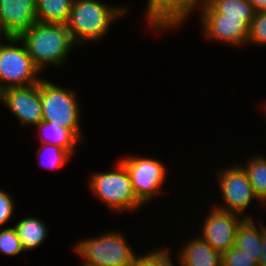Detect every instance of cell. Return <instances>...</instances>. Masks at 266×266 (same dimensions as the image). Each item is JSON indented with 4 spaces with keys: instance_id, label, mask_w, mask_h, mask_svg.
Segmentation results:
<instances>
[{
    "instance_id": "obj_24",
    "label": "cell",
    "mask_w": 266,
    "mask_h": 266,
    "mask_svg": "<svg viewBox=\"0 0 266 266\" xmlns=\"http://www.w3.org/2000/svg\"><path fill=\"white\" fill-rule=\"evenodd\" d=\"M249 42L266 44V12H257L249 28Z\"/></svg>"
},
{
    "instance_id": "obj_22",
    "label": "cell",
    "mask_w": 266,
    "mask_h": 266,
    "mask_svg": "<svg viewBox=\"0 0 266 266\" xmlns=\"http://www.w3.org/2000/svg\"><path fill=\"white\" fill-rule=\"evenodd\" d=\"M23 248L14 227L0 230V252L8 256H17Z\"/></svg>"
},
{
    "instance_id": "obj_15",
    "label": "cell",
    "mask_w": 266,
    "mask_h": 266,
    "mask_svg": "<svg viewBox=\"0 0 266 266\" xmlns=\"http://www.w3.org/2000/svg\"><path fill=\"white\" fill-rule=\"evenodd\" d=\"M200 14H225V17L242 18L250 27L256 11L247 0H205Z\"/></svg>"
},
{
    "instance_id": "obj_9",
    "label": "cell",
    "mask_w": 266,
    "mask_h": 266,
    "mask_svg": "<svg viewBox=\"0 0 266 266\" xmlns=\"http://www.w3.org/2000/svg\"><path fill=\"white\" fill-rule=\"evenodd\" d=\"M212 206L204 220L200 237L222 255L234 247L237 228L245 217Z\"/></svg>"
},
{
    "instance_id": "obj_5",
    "label": "cell",
    "mask_w": 266,
    "mask_h": 266,
    "mask_svg": "<svg viewBox=\"0 0 266 266\" xmlns=\"http://www.w3.org/2000/svg\"><path fill=\"white\" fill-rule=\"evenodd\" d=\"M116 171L94 173L89 186L96 197L100 198L114 211L136 210L143 204L136 198L126 167L117 161Z\"/></svg>"
},
{
    "instance_id": "obj_19",
    "label": "cell",
    "mask_w": 266,
    "mask_h": 266,
    "mask_svg": "<svg viewBox=\"0 0 266 266\" xmlns=\"http://www.w3.org/2000/svg\"><path fill=\"white\" fill-rule=\"evenodd\" d=\"M72 2L73 0H35L37 21L66 25Z\"/></svg>"
},
{
    "instance_id": "obj_23",
    "label": "cell",
    "mask_w": 266,
    "mask_h": 266,
    "mask_svg": "<svg viewBox=\"0 0 266 266\" xmlns=\"http://www.w3.org/2000/svg\"><path fill=\"white\" fill-rule=\"evenodd\" d=\"M168 250L164 247V249L160 248L159 250H153L151 253L140 255L137 264L139 266H175Z\"/></svg>"
},
{
    "instance_id": "obj_30",
    "label": "cell",
    "mask_w": 266,
    "mask_h": 266,
    "mask_svg": "<svg viewBox=\"0 0 266 266\" xmlns=\"http://www.w3.org/2000/svg\"><path fill=\"white\" fill-rule=\"evenodd\" d=\"M1 97H2V91L0 90V101H1Z\"/></svg>"
},
{
    "instance_id": "obj_17",
    "label": "cell",
    "mask_w": 266,
    "mask_h": 266,
    "mask_svg": "<svg viewBox=\"0 0 266 266\" xmlns=\"http://www.w3.org/2000/svg\"><path fill=\"white\" fill-rule=\"evenodd\" d=\"M25 251L33 250L41 245L47 237V227L36 217H26L13 226Z\"/></svg>"
},
{
    "instance_id": "obj_21",
    "label": "cell",
    "mask_w": 266,
    "mask_h": 266,
    "mask_svg": "<svg viewBox=\"0 0 266 266\" xmlns=\"http://www.w3.org/2000/svg\"><path fill=\"white\" fill-rule=\"evenodd\" d=\"M37 151L39 155L45 152L48 153L46 155L47 161H38L40 165H45V168H50L52 170L53 168L59 169L64 166V164L69 160L72 155L68 150L60 148L58 146H54L52 144H43L42 148H38Z\"/></svg>"
},
{
    "instance_id": "obj_13",
    "label": "cell",
    "mask_w": 266,
    "mask_h": 266,
    "mask_svg": "<svg viewBox=\"0 0 266 266\" xmlns=\"http://www.w3.org/2000/svg\"><path fill=\"white\" fill-rule=\"evenodd\" d=\"M36 22L35 0H0V28L6 37H18Z\"/></svg>"
},
{
    "instance_id": "obj_26",
    "label": "cell",
    "mask_w": 266,
    "mask_h": 266,
    "mask_svg": "<svg viewBox=\"0 0 266 266\" xmlns=\"http://www.w3.org/2000/svg\"><path fill=\"white\" fill-rule=\"evenodd\" d=\"M4 190H0V228L6 224L14 212V201Z\"/></svg>"
},
{
    "instance_id": "obj_18",
    "label": "cell",
    "mask_w": 266,
    "mask_h": 266,
    "mask_svg": "<svg viewBox=\"0 0 266 266\" xmlns=\"http://www.w3.org/2000/svg\"><path fill=\"white\" fill-rule=\"evenodd\" d=\"M35 127L45 136V138L42 134L40 136L43 144H52L66 149L72 155L74 154L73 152L77 143L81 141V139L72 130L60 127L53 122H46L42 120Z\"/></svg>"
},
{
    "instance_id": "obj_20",
    "label": "cell",
    "mask_w": 266,
    "mask_h": 266,
    "mask_svg": "<svg viewBox=\"0 0 266 266\" xmlns=\"http://www.w3.org/2000/svg\"><path fill=\"white\" fill-rule=\"evenodd\" d=\"M242 168L247 173L256 196L266 205V157H252Z\"/></svg>"
},
{
    "instance_id": "obj_29",
    "label": "cell",
    "mask_w": 266,
    "mask_h": 266,
    "mask_svg": "<svg viewBox=\"0 0 266 266\" xmlns=\"http://www.w3.org/2000/svg\"><path fill=\"white\" fill-rule=\"evenodd\" d=\"M2 33V34H1ZM1 35H3V37L5 38L6 36H5V34H3V31L1 30V28H0V36ZM1 43V42H0Z\"/></svg>"
},
{
    "instance_id": "obj_12",
    "label": "cell",
    "mask_w": 266,
    "mask_h": 266,
    "mask_svg": "<svg viewBox=\"0 0 266 266\" xmlns=\"http://www.w3.org/2000/svg\"><path fill=\"white\" fill-rule=\"evenodd\" d=\"M205 38L237 45H246L249 26L242 18L225 17V14H201Z\"/></svg>"
},
{
    "instance_id": "obj_28",
    "label": "cell",
    "mask_w": 266,
    "mask_h": 266,
    "mask_svg": "<svg viewBox=\"0 0 266 266\" xmlns=\"http://www.w3.org/2000/svg\"><path fill=\"white\" fill-rule=\"evenodd\" d=\"M257 12H266V0H247Z\"/></svg>"
},
{
    "instance_id": "obj_11",
    "label": "cell",
    "mask_w": 266,
    "mask_h": 266,
    "mask_svg": "<svg viewBox=\"0 0 266 266\" xmlns=\"http://www.w3.org/2000/svg\"><path fill=\"white\" fill-rule=\"evenodd\" d=\"M205 0H148L146 20L151 30L178 27Z\"/></svg>"
},
{
    "instance_id": "obj_1",
    "label": "cell",
    "mask_w": 266,
    "mask_h": 266,
    "mask_svg": "<svg viewBox=\"0 0 266 266\" xmlns=\"http://www.w3.org/2000/svg\"><path fill=\"white\" fill-rule=\"evenodd\" d=\"M18 38L24 43L27 52L40 71L48 65L63 64L70 51L77 46L67 26L63 24L37 21L29 29L23 31Z\"/></svg>"
},
{
    "instance_id": "obj_16",
    "label": "cell",
    "mask_w": 266,
    "mask_h": 266,
    "mask_svg": "<svg viewBox=\"0 0 266 266\" xmlns=\"http://www.w3.org/2000/svg\"><path fill=\"white\" fill-rule=\"evenodd\" d=\"M260 228V229H259ZM256 228L253 218H245L237 228L234 247L258 263L261 253L262 232L266 228Z\"/></svg>"
},
{
    "instance_id": "obj_27",
    "label": "cell",
    "mask_w": 266,
    "mask_h": 266,
    "mask_svg": "<svg viewBox=\"0 0 266 266\" xmlns=\"http://www.w3.org/2000/svg\"><path fill=\"white\" fill-rule=\"evenodd\" d=\"M261 255L258 261V266H266V228L262 232Z\"/></svg>"
},
{
    "instance_id": "obj_3",
    "label": "cell",
    "mask_w": 266,
    "mask_h": 266,
    "mask_svg": "<svg viewBox=\"0 0 266 266\" xmlns=\"http://www.w3.org/2000/svg\"><path fill=\"white\" fill-rule=\"evenodd\" d=\"M74 250L88 266H135L139 257L117 231L81 240Z\"/></svg>"
},
{
    "instance_id": "obj_2",
    "label": "cell",
    "mask_w": 266,
    "mask_h": 266,
    "mask_svg": "<svg viewBox=\"0 0 266 266\" xmlns=\"http://www.w3.org/2000/svg\"><path fill=\"white\" fill-rule=\"evenodd\" d=\"M127 10L123 6L105 5L99 0H73L66 26L76 45L89 40L95 42L107 35L114 19L126 15Z\"/></svg>"
},
{
    "instance_id": "obj_25",
    "label": "cell",
    "mask_w": 266,
    "mask_h": 266,
    "mask_svg": "<svg viewBox=\"0 0 266 266\" xmlns=\"http://www.w3.org/2000/svg\"><path fill=\"white\" fill-rule=\"evenodd\" d=\"M222 266H258V263L238 248L232 247L222 254Z\"/></svg>"
},
{
    "instance_id": "obj_4",
    "label": "cell",
    "mask_w": 266,
    "mask_h": 266,
    "mask_svg": "<svg viewBox=\"0 0 266 266\" xmlns=\"http://www.w3.org/2000/svg\"><path fill=\"white\" fill-rule=\"evenodd\" d=\"M4 39L8 44L0 43V90L39 83L43 79L38 77L41 71L34 64L24 43L18 37L8 36ZM20 42L22 46L17 45Z\"/></svg>"
},
{
    "instance_id": "obj_8",
    "label": "cell",
    "mask_w": 266,
    "mask_h": 266,
    "mask_svg": "<svg viewBox=\"0 0 266 266\" xmlns=\"http://www.w3.org/2000/svg\"><path fill=\"white\" fill-rule=\"evenodd\" d=\"M216 175L225 204L223 206L215 204L214 207L239 214L245 218H252L249 214L244 216V211H246L245 209L249 207L254 199L260 200L256 196L249 182L248 175L241 164H234L230 168L228 166V168L216 172Z\"/></svg>"
},
{
    "instance_id": "obj_6",
    "label": "cell",
    "mask_w": 266,
    "mask_h": 266,
    "mask_svg": "<svg viewBox=\"0 0 266 266\" xmlns=\"http://www.w3.org/2000/svg\"><path fill=\"white\" fill-rule=\"evenodd\" d=\"M43 121L53 122L60 127L69 128L80 139L82 132L79 117L77 94L73 90L42 79L40 81Z\"/></svg>"
},
{
    "instance_id": "obj_14",
    "label": "cell",
    "mask_w": 266,
    "mask_h": 266,
    "mask_svg": "<svg viewBox=\"0 0 266 266\" xmlns=\"http://www.w3.org/2000/svg\"><path fill=\"white\" fill-rule=\"evenodd\" d=\"M180 251L177 258L180 266H222V255L200 236L186 242Z\"/></svg>"
},
{
    "instance_id": "obj_7",
    "label": "cell",
    "mask_w": 266,
    "mask_h": 266,
    "mask_svg": "<svg viewBox=\"0 0 266 266\" xmlns=\"http://www.w3.org/2000/svg\"><path fill=\"white\" fill-rule=\"evenodd\" d=\"M127 169L136 198L142 203L161 194L167 177L165 165L157 159L131 156L119 160Z\"/></svg>"
},
{
    "instance_id": "obj_10",
    "label": "cell",
    "mask_w": 266,
    "mask_h": 266,
    "mask_svg": "<svg viewBox=\"0 0 266 266\" xmlns=\"http://www.w3.org/2000/svg\"><path fill=\"white\" fill-rule=\"evenodd\" d=\"M1 102L23 125L34 127L42 121L40 82L27 87L5 89Z\"/></svg>"
}]
</instances>
